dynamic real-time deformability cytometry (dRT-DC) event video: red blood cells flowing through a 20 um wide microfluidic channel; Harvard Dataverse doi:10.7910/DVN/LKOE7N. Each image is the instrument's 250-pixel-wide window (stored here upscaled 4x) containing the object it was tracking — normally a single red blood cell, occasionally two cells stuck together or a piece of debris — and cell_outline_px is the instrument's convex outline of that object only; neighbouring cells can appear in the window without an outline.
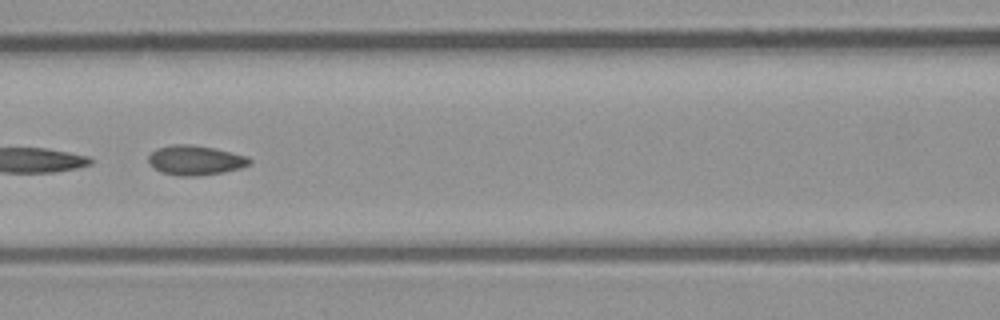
{"species": "common noctule bat (a hibernating species)", "species_latin": "Nyctalus noctula", "temperature_condition": "room temperature", "stored_images_in_passage": 32, "camera_frame_rate_fps": 3000, "um_per_image_px": 0.085, "animal": {"sex": "male", "body_mass_g": 23.1, "forearm_length_mm": 52.7}, "frame": {"image": 1, "passage_image": 23, "time_ms": 7.333, "image_size_px": [1000, 320], "cell_outline_px": [[252, 164], [240, 168], [224, 172], [196, 176], [176, 176], [160, 172], [152, 168], [148, 164], [148, 156], [156, 148], [172, 144], [192, 144], [212, 148], [248, 156], [252, 160]], "centroid_in_image_um": [16.57, 13.63], "position_along_channel_um": 150.0, "area_um2": 17.74}}